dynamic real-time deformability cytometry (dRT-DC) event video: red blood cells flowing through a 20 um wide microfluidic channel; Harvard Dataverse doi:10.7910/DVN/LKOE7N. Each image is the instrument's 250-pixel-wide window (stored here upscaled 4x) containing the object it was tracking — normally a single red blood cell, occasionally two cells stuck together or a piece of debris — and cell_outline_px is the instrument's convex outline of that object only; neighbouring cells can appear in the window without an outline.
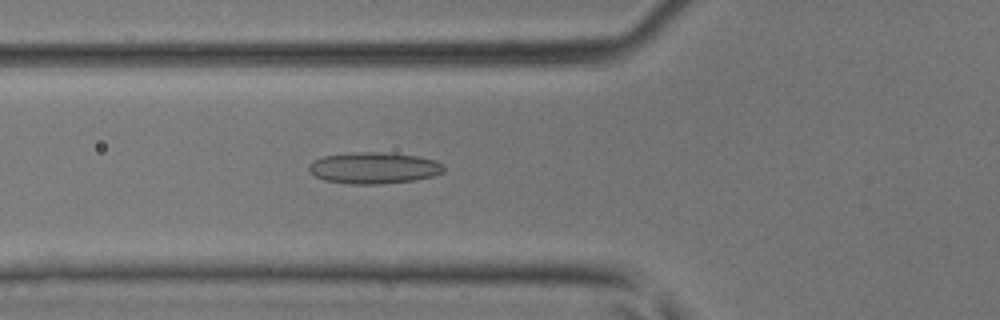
{"species": "common noctule bat (a hibernating species)", "species_latin": "Nyctalus noctula", "temperature_condition": "room temperature", "stored_images_in_passage": 36, "camera_frame_rate_fps": 3000, "um_per_image_px": 0.085, "animal": {"sex": "male", "body_mass_g": 17.9, "forearm_length_mm": 54.2}, "frame": {"image": 1, "passage_image": 12, "time_ms": 3.667, "image_size_px": [1000, 320], "cell_outline_px": [[444, 172], [432, 176], [412, 180], [380, 184], [352, 184], [324, 180], [316, 176], [308, 168], [312, 160], [324, 156], [352, 152], [380, 152], [416, 156], [436, 160], [444, 164]], "centroid_in_image_um": [31.79, 14.27], "position_along_channel_um": 94.0, "area_um2": 24.57}}
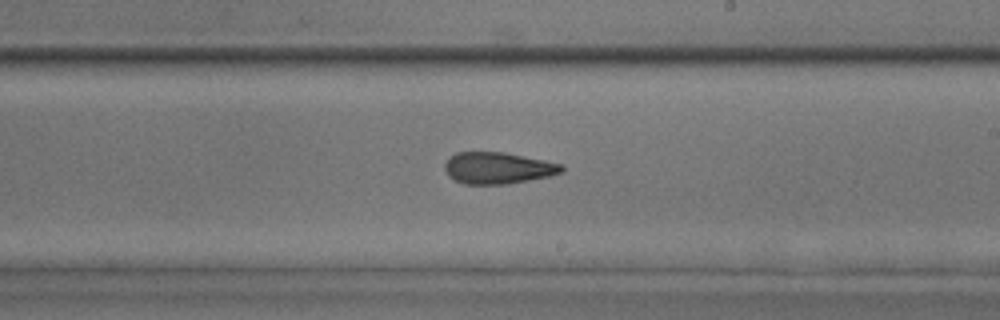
{"frame": {"image": 2, "passage_image": 22, "time_ms": 7.0, "image_size_px": [1000, 320], "cell_outline_px": [[564, 172], [548, 176], [508, 184], [464, 184], [448, 176], [444, 168], [444, 164], [448, 156], [456, 152], [504, 152], [564, 164]], "centroid_in_image_um": [42.3, 14.27], "position_along_channel_um": 246.7, "area_um2": 21.68}}
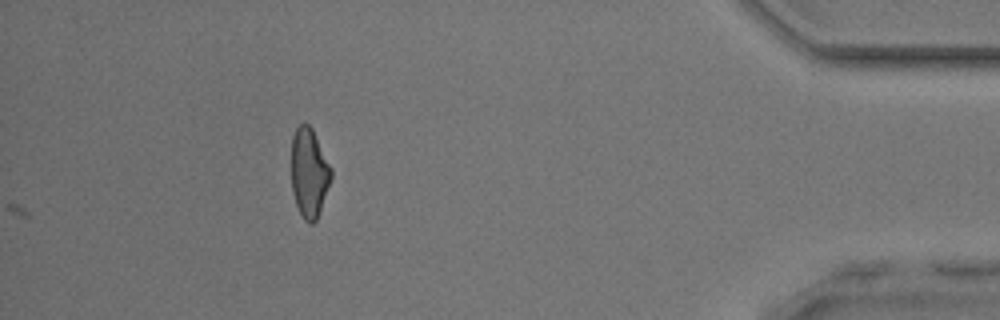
{"frame": {"image": 3, "passage_image": 36, "time_ms": 11.667, "image_size_px": [1000, 320], "cell_outline_px": [[332, 176], [316, 220], [312, 224], [308, 224], [304, 220], [296, 204], [292, 192], [292, 136], [296, 128], [300, 124], [308, 124], [312, 128], [332, 168]], "centroid_in_image_um": [26.27, 14.68], "position_along_channel_um": 408.9, "area_um2": 20.52}}